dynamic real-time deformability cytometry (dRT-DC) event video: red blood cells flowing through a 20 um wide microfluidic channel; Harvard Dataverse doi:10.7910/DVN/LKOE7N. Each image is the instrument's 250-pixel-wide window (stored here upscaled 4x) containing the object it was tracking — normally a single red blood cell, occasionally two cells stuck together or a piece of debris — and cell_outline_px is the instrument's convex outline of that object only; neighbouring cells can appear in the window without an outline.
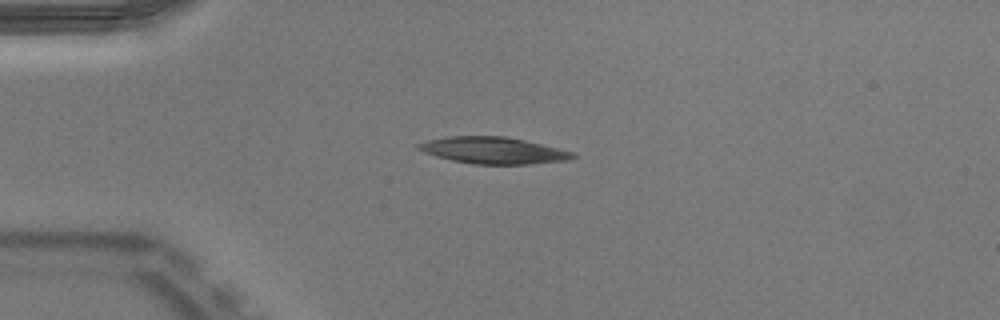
{"species": "Egyptian fruit bat (a non-hibernating species)", "species_latin": "Rousettus aegyptiacus", "temperature_condition": "warm", "stored_images_in_passage": 39, "camera_frame_rate_fps": 3000, "um_per_image_px": 0.085, "animal": {"sex": "male"}, "frame": {"image": 1, "passage_image": 1, "time_ms": 0.0, "image_size_px": [1000, 320], "cell_outline_px": [[576, 156], [568, 160], [528, 164], [472, 164], [452, 160], [424, 152], [416, 148], [416, 144], [424, 140], [448, 136], [504, 136], [524, 140], [576, 152]], "centroid_in_image_um": [41.91, 12.78], "position_along_channel_um": 43.1, "area_um2": 23.99}}
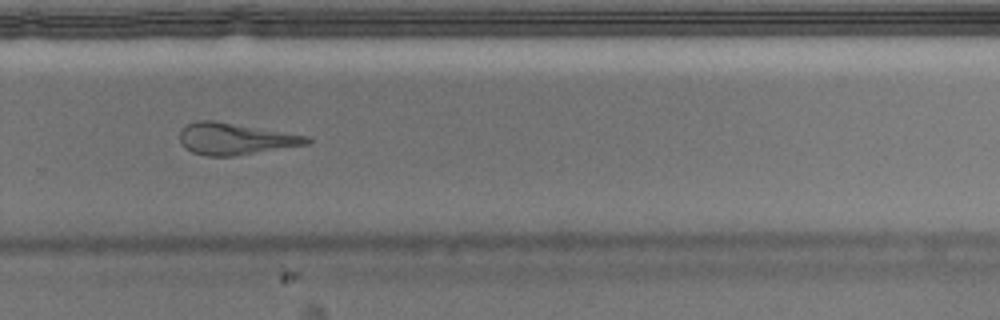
{"frame": {"image": 2, "passage_image": 23, "time_ms": 7.333, "image_size_px": [1000, 320], "cell_outline_px": [[312, 140], [308, 144], [236, 156], [208, 156], [192, 152], [184, 148], [180, 144], [180, 128], [196, 120], [212, 120], [308, 136]], "centroid_in_image_um": [19.94, 11.81], "position_along_channel_um": 309.9, "area_um2": 23.41}}
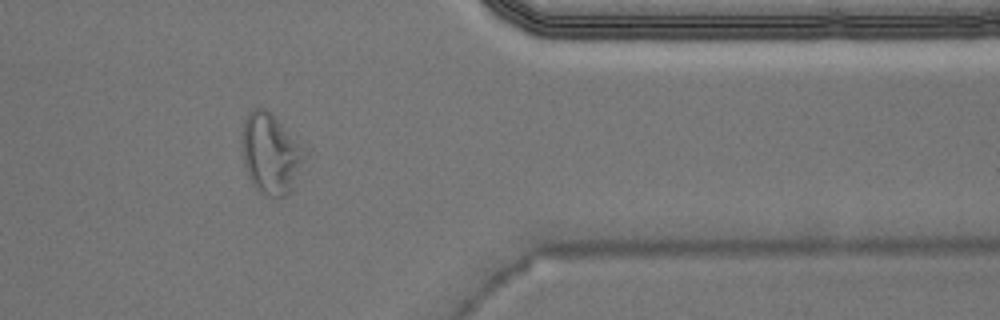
{"frame": {"image": 3, "passage_image": 30, "time_ms": 9.667, "image_size_px": [1000, 320], "cell_outline_px": [[304, 156], [296, 184], [284, 196], [268, 196], [260, 192], [252, 184], [248, 176], [244, 164], [240, 140], [244, 120], [248, 112], [252, 108], [264, 108], [272, 112], [296, 144]], "centroid_in_image_um": [22.91, 13.06], "position_along_channel_um": 388.5, "area_um2": 28.67}, "authors_computed_cell_mechanics": {"area_um2": 23.12, "velocity_mm_per_s": 3.9621, "shape_relaxation_time_tau1_ms": 7.0523, "shape_relaxation_time_tau2_ms": 3.4373, "deformation_change_tau1": 0.223, "deformation_change_tau2": 0.1708}}